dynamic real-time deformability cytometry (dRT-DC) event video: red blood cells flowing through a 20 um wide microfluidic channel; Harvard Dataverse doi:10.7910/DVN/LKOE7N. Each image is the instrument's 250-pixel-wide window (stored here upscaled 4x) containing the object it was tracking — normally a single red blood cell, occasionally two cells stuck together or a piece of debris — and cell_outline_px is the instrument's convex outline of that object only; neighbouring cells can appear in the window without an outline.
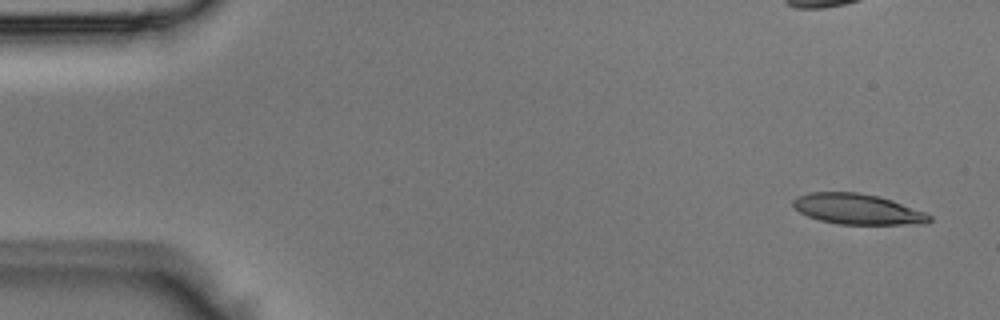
{"species": "Egyptian fruit bat (a non-hibernating species)", "species_latin": "Rousettus aegyptiacus", "temperature_condition": "room temperature", "stored_images_in_passage": 2, "camera_frame_rate_fps": 3000, "um_per_image_px": 0.085, "animal": {"sex": "male"}, "frame": {"image": 1, "passage_image": 1, "time_ms": 0.0, "image_size_px": [1000, 320], "cell_outline_px": [[932, 220], [928, 224], [840, 224], [820, 220], [808, 216], [800, 212], [792, 204], [792, 200], [796, 196], [808, 192], [860, 192], [880, 196], [892, 200], [924, 212], [932, 216]], "centroid_in_image_um": [72.9, 17.77], "position_along_channel_um": 12.1, "area_um2": 24.33}}